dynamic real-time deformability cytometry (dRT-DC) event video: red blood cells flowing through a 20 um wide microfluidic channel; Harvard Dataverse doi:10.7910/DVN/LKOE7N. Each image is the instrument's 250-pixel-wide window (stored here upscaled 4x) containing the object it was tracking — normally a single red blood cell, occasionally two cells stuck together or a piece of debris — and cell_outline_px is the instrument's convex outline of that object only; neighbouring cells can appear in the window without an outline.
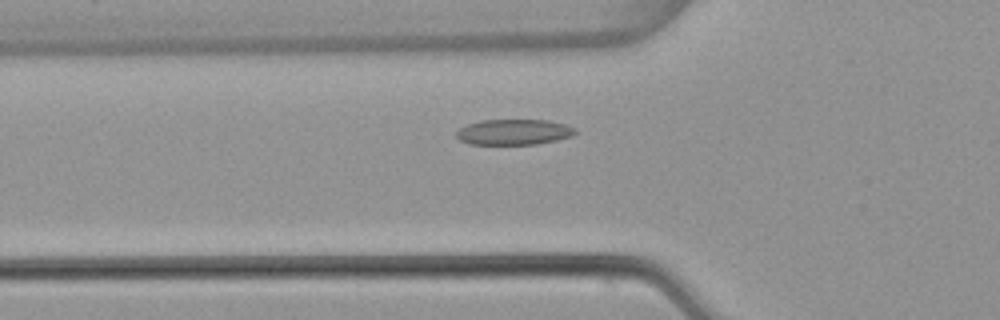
{"species": "common noctule bat (a hibernating species)", "species_latin": "Nyctalus noctula", "temperature_condition": "warm", "stored_images_in_passage": 41, "camera_frame_rate_fps": 3000, "um_per_image_px": 0.085, "animal": {"sex": "female", "body_mass_g": 22.7, "forearm_length_mm": 54.2}, "frame": {"image": 1, "passage_image": 6, "time_ms": 1.667, "image_size_px": [1000, 320], "cell_outline_px": [[576, 132], [572, 136], [556, 140], [536, 144], [468, 144], [460, 140], [456, 136], [456, 132], [460, 128], [468, 124], [480, 120], [548, 120], [564, 124], [576, 128]], "centroid_in_image_um": [43.67, 11.22], "position_along_channel_um": 82.1, "area_um2": 17.69}}
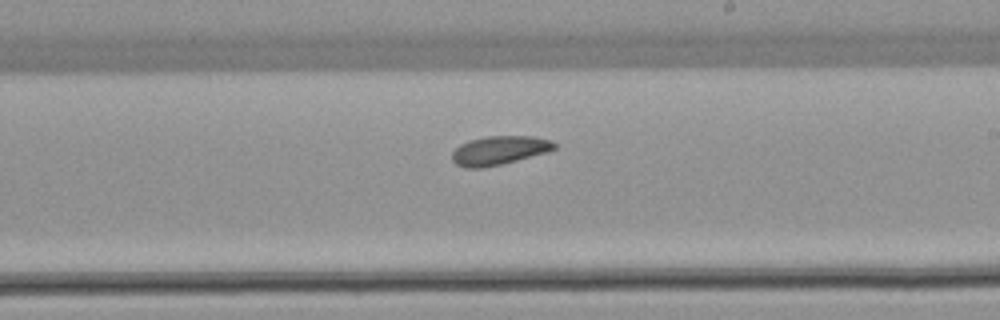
{"frame": {"image": 2, "passage_image": 19, "time_ms": 6.0, "image_size_px": [1000, 320], "cell_outline_px": [[556, 148], [548, 152], [484, 168], [464, 168], [456, 164], [452, 160], [452, 152], [460, 144], [468, 140], [484, 136], [536, 136], [552, 140], [556, 144]], "centroid_in_image_um": [42.43, 12.77], "position_along_channel_um": 246.6, "area_um2": 17.34}}
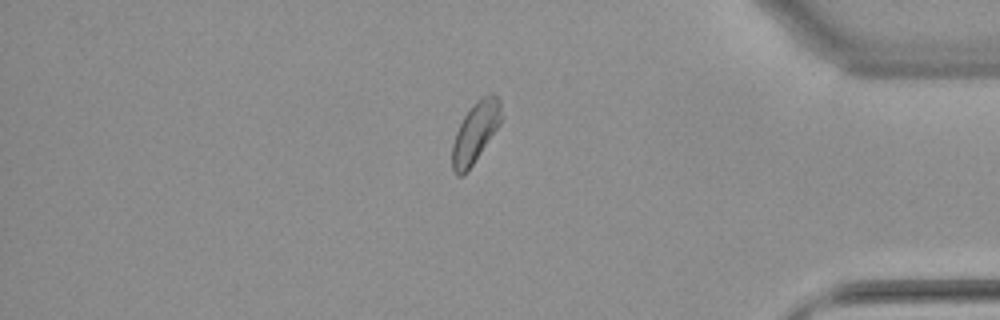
{"frame": {"image": 3, "passage_image": 33, "time_ms": 10.667, "image_size_px": [1000, 320], "cell_outline_px": [[504, 116], [500, 124], [472, 164], [460, 176], [456, 176], [452, 168], [452, 144], [456, 132], [464, 116], [472, 104], [476, 100], [488, 92], [492, 92], [500, 100]], "centroid_in_image_um": [40.43, 11.16], "position_along_channel_um": 394.8, "area_um2": 17.28}}